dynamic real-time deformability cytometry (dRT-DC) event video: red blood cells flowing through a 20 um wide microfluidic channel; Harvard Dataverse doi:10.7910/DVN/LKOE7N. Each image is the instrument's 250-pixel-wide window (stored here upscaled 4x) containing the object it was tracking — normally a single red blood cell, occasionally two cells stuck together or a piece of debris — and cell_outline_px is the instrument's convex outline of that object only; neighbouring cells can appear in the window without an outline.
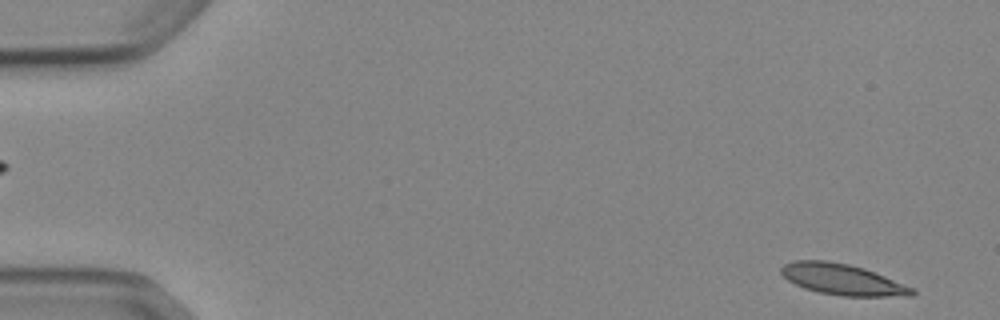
{"species": "Egyptian fruit bat (a non-hibernating species)", "species_latin": "Rousettus aegyptiacus", "temperature_condition": "cold", "stored_images_in_passage": 52, "camera_frame_rate_fps": 3000, "um_per_image_px": 0.085, "animal": {"sex": "female"}, "frame": {"image": 1, "passage_image": 2, "time_ms": 0.333, "image_size_px": [1000, 320], "cell_outline_px": [[916, 292], [912, 296], [844, 296], [820, 292], [804, 288], [788, 280], [780, 272], [780, 268], [784, 264], [796, 260], [828, 260], [848, 264], [864, 268], [916, 288]], "centroid_in_image_um": [71.64, 23.75], "position_along_channel_um": 13.4, "area_um2": 23.64}}
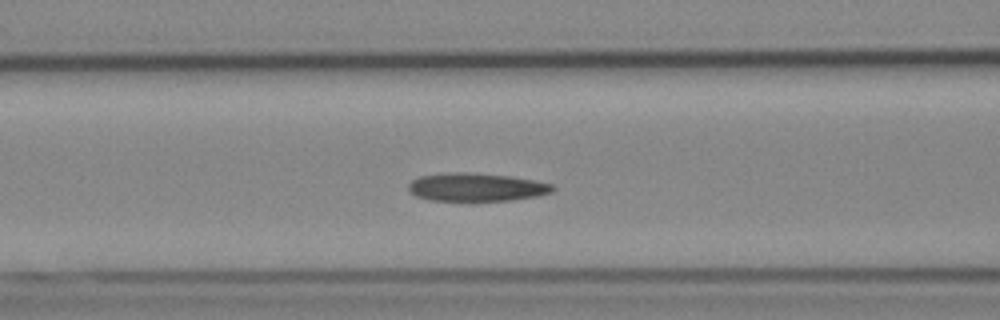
{"frame": {"image": 2, "passage_image": 21, "time_ms": 6.667, "image_size_px": [1000, 320], "cell_outline_px": [[556, 188], [552, 192], [536, 196], [512, 200], [428, 200], [416, 196], [408, 188], [408, 184], [412, 180], [420, 176], [444, 172], [468, 172], [512, 176], [552, 184]], "centroid_in_image_um": [40.48, 15.89], "position_along_channel_um": 126.1, "area_um2": 23.64}}
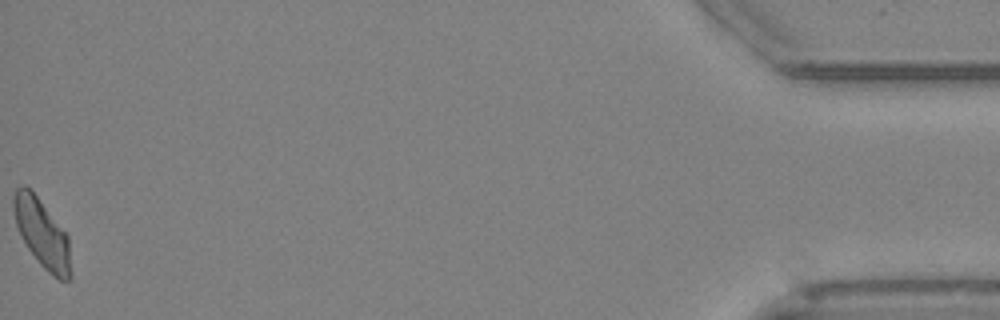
{"frame": {"image": 3, "passage_image": 52, "time_ms": 17.0, "image_size_px": [1000, 320], "cell_outline_px": [[72, 280], [60, 280], [52, 276], [40, 264], [28, 248], [20, 236], [16, 224], [12, 208], [12, 196], [16, 188], [20, 184], [24, 184], [36, 196], [68, 236], [72, 272]], "centroid_in_image_um": [3.56, 19.87], "position_along_channel_um": 431.6, "area_um2": 22.83}, "authors_computed_cell_mechanics": {"area_um2": 23.5824, "velocity_mm_per_s": 3.8493, "shape_relaxation_time_tau1_ms": null, "shape_relaxation_time_tau2_ms": 4.386, "deformation_change_tau1": null, "deformation_change_tau2": 0.092}}